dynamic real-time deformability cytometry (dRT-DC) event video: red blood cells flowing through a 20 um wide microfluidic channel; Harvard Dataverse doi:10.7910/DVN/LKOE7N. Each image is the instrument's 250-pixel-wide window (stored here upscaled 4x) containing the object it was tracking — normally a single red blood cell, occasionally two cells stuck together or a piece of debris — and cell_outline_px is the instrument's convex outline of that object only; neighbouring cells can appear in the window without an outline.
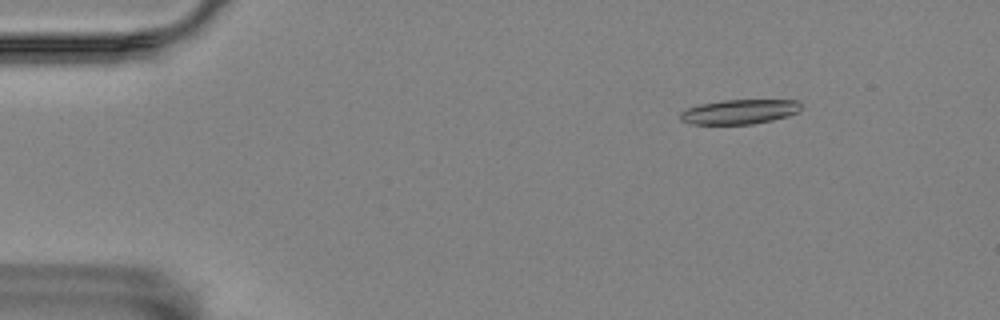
{"species": "Egyptian fruit bat (a non-hibernating species)", "species_latin": "Rousettus aegyptiacus", "temperature_condition": "room temperature", "stored_images_in_passage": 29, "camera_frame_rate_fps": 3000, "um_per_image_px": 0.085, "animal": {"sex": "female"}, "frame": {"image": 1, "passage_image": 8, "time_ms": 2.333, "image_size_px": [1000, 320], "cell_outline_px": [[804, 108], [788, 116], [772, 120], [752, 124], [688, 124], [680, 120], [680, 112], [688, 108], [700, 104], [724, 100], [800, 100], [804, 104]], "centroid_in_image_um": [62.9, 9.49], "position_along_channel_um": 22.1, "area_um2": 17.51}}
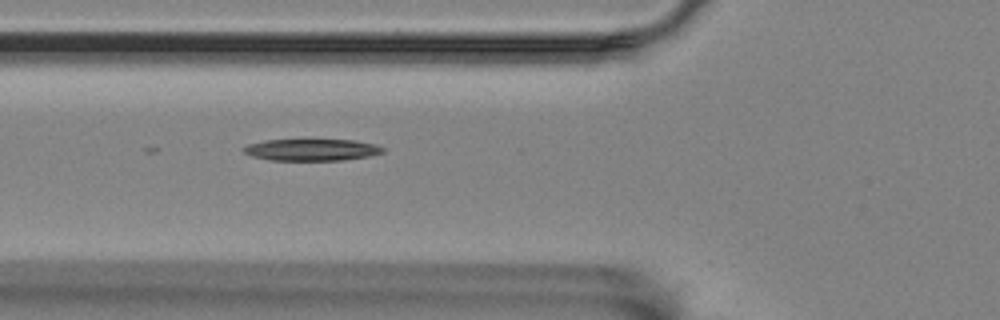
{"frame": {"image": 2, "passage_image": 21, "time_ms": 6.667, "image_size_px": [1000, 320], "cell_outline_px": [[384, 152], [368, 156], [340, 160], [268, 160], [252, 156], [244, 152], [240, 148], [248, 144], [264, 140], [356, 140], [376, 144], [384, 148]], "centroid_in_image_um": [26.46, 12.73], "position_along_channel_um": 99.3, "area_um2": 17.63}}
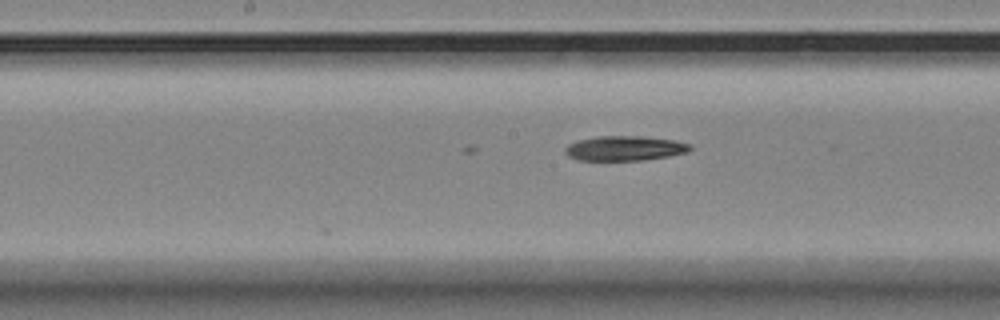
{"frame": {"image": 3, "passage_image": 29, "time_ms": 9.333, "image_size_px": [1000, 320], "cell_outline_px": [[692, 148], [688, 152], [668, 156], [644, 160], [580, 160], [568, 156], [564, 152], [564, 148], [568, 144], [576, 140], [600, 136], [640, 136], [672, 140], [692, 144]], "centroid_in_image_um": [53.08, 12.6], "position_along_channel_um": 195.1, "area_um2": 18.03}}